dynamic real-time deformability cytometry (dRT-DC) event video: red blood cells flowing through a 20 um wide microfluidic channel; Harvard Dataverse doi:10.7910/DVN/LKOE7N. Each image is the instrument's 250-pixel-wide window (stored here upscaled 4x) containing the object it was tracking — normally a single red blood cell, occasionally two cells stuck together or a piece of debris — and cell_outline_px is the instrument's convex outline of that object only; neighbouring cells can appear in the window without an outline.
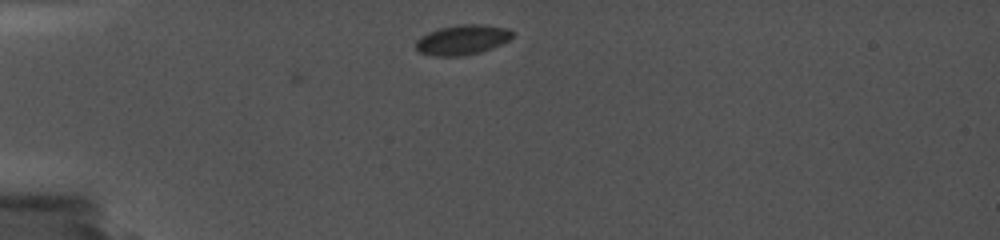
{"species": "common noctule bat (a hibernating species)", "species_latin": "Nyctalus noctula", "temperature_condition": "cold", "stored_images_in_passage": 17, "camera_frame_rate_fps": 5000, "um_per_image_px": 0.085, "animal": {"sex": "female", "body_mass_g": 19.0, "forearm_length_mm": 56.7}, "frame": {"image": 1, "passage_image": 1, "time_ms": 0.0, "image_size_px": [1000, 240], "cell_outline_px": [[516, 32], [508, 40], [500, 44], [480, 52], [460, 56], [436, 56], [420, 52], [416, 48], [416, 40], [420, 36], [428, 32], [440, 28], [456, 24], [484, 24], [508, 28]], "centroid_in_image_um": [39.3, 3.36], "position_along_channel_um": 45.7, "area_um2": 16.88}}